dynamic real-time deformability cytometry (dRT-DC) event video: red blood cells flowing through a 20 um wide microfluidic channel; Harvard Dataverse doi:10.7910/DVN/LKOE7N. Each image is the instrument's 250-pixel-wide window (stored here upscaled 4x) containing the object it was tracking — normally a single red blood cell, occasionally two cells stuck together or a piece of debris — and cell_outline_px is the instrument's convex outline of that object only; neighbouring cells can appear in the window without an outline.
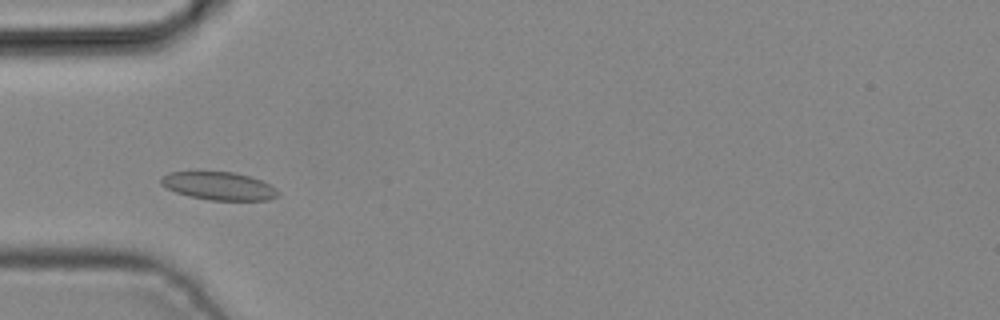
{"species": "common noctule bat (a hibernating species)", "species_latin": "Nyctalus noctula", "temperature_condition": "cold", "stored_images_in_passage": 2, "camera_frame_rate_fps": 3000, "um_per_image_px": 0.085, "animal": {"sex": "male", "body_mass_g": 19.2, "forearm_length_mm": 51.8}, "frame": {"image": 1, "passage_image": 2, "time_ms": 0.333, "image_size_px": [1000, 320], "cell_outline_px": [[280, 196], [268, 200], [208, 200], [188, 196], [176, 192], [160, 184], [160, 180], [168, 172], [236, 172], [260, 180], [276, 188], [280, 192]], "centroid_in_image_um": [18.63, 15.82], "position_along_channel_um": 66.4, "area_um2": 19.07}}